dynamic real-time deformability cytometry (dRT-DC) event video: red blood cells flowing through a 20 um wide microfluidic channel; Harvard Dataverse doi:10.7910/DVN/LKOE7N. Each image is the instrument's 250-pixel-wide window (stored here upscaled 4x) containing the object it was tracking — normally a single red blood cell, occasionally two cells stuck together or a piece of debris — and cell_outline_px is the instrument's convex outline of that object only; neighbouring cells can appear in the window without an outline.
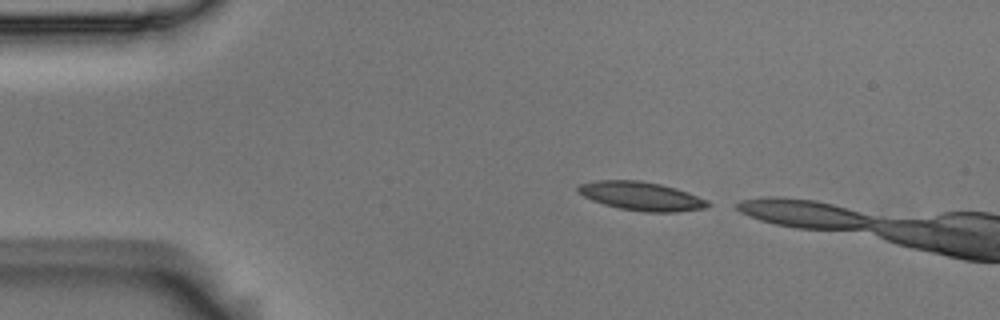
{"species": "Egyptian fruit bat (a non-hibernating species)", "species_latin": "Rousettus aegyptiacus", "temperature_condition": "room temperature", "stored_images_in_passage": 2, "camera_frame_rate_fps": 3000, "um_per_image_px": 0.085, "animal": {"sex": "male"}, "frame": {"image": 1, "passage_image": 1, "time_ms": 0.0, "image_size_px": [1000, 320], "cell_outline_px": [[712, 204], [704, 208], [676, 212], [644, 212], [620, 208], [604, 204], [592, 200], [576, 192], [576, 188], [580, 184], [596, 180], [640, 180], [660, 184], [676, 188], [688, 192], [708, 200]], "centroid_in_image_um": [54.51, 16.66], "position_along_channel_um": 30.5, "area_um2": 21.73}}